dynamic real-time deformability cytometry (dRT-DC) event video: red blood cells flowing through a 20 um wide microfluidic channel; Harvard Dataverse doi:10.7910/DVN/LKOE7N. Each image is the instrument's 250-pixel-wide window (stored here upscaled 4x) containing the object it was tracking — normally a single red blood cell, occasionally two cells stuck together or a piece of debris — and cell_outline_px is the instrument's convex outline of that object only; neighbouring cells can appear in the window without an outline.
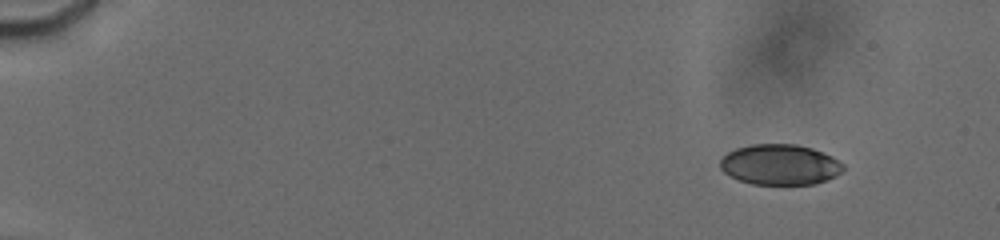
{"species": "human", "species_latin": "Homo sapiens", "temperature_condition": "cold", "stored_images_in_passage": 26, "camera_frame_rate_fps": 3000, "um_per_image_px": 0.085, "donor": {"sex": "male"}, "frame": {"image": 1, "passage_image": 7, "time_ms": 2.0, "image_size_px": [1000, 240], "cell_outline_px": [[844, 168], [836, 176], [816, 184], [752, 184], [740, 180], [724, 172], [720, 168], [720, 160], [728, 152], [736, 148], [752, 144], [796, 144], [812, 148], [832, 156], [844, 164]], "centroid_in_image_um": [66.31, 13.99], "position_along_channel_um": 18.7, "area_um2": 29.02}}